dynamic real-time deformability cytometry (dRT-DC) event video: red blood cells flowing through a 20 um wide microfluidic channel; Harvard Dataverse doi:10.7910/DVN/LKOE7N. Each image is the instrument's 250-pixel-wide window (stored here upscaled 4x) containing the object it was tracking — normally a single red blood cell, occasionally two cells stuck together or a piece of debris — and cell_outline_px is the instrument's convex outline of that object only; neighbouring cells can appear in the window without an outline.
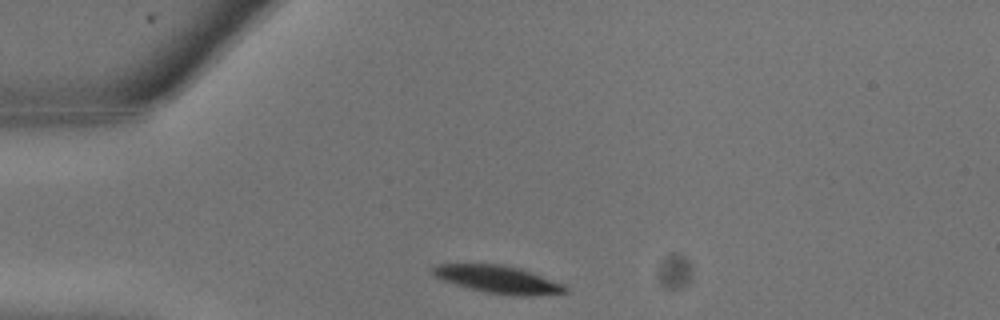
{"species": "common noctule bat (a hibernating species)", "species_latin": "Nyctalus noctula", "temperature_condition": "warm", "stored_images_in_passage": 4, "camera_frame_rate_fps": 3000, "um_per_image_px": 0.085, "animal": {"sex": "male", "body_mass_g": 13.3}, "frame": {"image": 1, "passage_image": 1, "time_ms": 0.0, "image_size_px": [1000, 320], "cell_outline_px": [[568, 292], [532, 296], [516, 296], [488, 292], [456, 284], [444, 280], [436, 276], [432, 272], [432, 268], [440, 264], [504, 264], [564, 284], [568, 288]], "centroid_in_image_um": [42.37, 23.75], "position_along_channel_um": 42.6, "area_um2": 20.69}}